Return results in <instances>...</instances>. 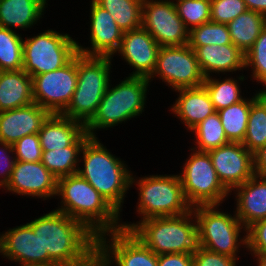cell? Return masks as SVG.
<instances>
[{
  "label": "cell",
  "mask_w": 266,
  "mask_h": 266,
  "mask_svg": "<svg viewBox=\"0 0 266 266\" xmlns=\"http://www.w3.org/2000/svg\"><path fill=\"white\" fill-rule=\"evenodd\" d=\"M32 77L23 69L0 71V112L33 103Z\"/></svg>",
  "instance_id": "d4e9b609"
},
{
  "label": "cell",
  "mask_w": 266,
  "mask_h": 266,
  "mask_svg": "<svg viewBox=\"0 0 266 266\" xmlns=\"http://www.w3.org/2000/svg\"><path fill=\"white\" fill-rule=\"evenodd\" d=\"M179 174L185 198L192 206L220 205L230 192L218 179L208 152L191 149Z\"/></svg>",
  "instance_id": "30bf717a"
},
{
  "label": "cell",
  "mask_w": 266,
  "mask_h": 266,
  "mask_svg": "<svg viewBox=\"0 0 266 266\" xmlns=\"http://www.w3.org/2000/svg\"><path fill=\"white\" fill-rule=\"evenodd\" d=\"M158 266H194L192 254L170 253L158 255Z\"/></svg>",
  "instance_id": "7bdbcfd3"
},
{
  "label": "cell",
  "mask_w": 266,
  "mask_h": 266,
  "mask_svg": "<svg viewBox=\"0 0 266 266\" xmlns=\"http://www.w3.org/2000/svg\"><path fill=\"white\" fill-rule=\"evenodd\" d=\"M23 40L15 31L0 27V71L23 69Z\"/></svg>",
  "instance_id": "d6a6232c"
},
{
  "label": "cell",
  "mask_w": 266,
  "mask_h": 266,
  "mask_svg": "<svg viewBox=\"0 0 266 266\" xmlns=\"http://www.w3.org/2000/svg\"><path fill=\"white\" fill-rule=\"evenodd\" d=\"M77 54L62 68L32 77L33 101L50 114H62L77 86Z\"/></svg>",
  "instance_id": "7c38bea8"
},
{
  "label": "cell",
  "mask_w": 266,
  "mask_h": 266,
  "mask_svg": "<svg viewBox=\"0 0 266 266\" xmlns=\"http://www.w3.org/2000/svg\"><path fill=\"white\" fill-rule=\"evenodd\" d=\"M254 254L258 262V266H266V253H251Z\"/></svg>",
  "instance_id": "7dc6e473"
},
{
  "label": "cell",
  "mask_w": 266,
  "mask_h": 266,
  "mask_svg": "<svg viewBox=\"0 0 266 266\" xmlns=\"http://www.w3.org/2000/svg\"><path fill=\"white\" fill-rule=\"evenodd\" d=\"M252 67V78L266 87V27L245 53V68Z\"/></svg>",
  "instance_id": "8d00e7d4"
},
{
  "label": "cell",
  "mask_w": 266,
  "mask_h": 266,
  "mask_svg": "<svg viewBox=\"0 0 266 266\" xmlns=\"http://www.w3.org/2000/svg\"><path fill=\"white\" fill-rule=\"evenodd\" d=\"M47 0H0V27L27 29L38 22ZM12 27V28H11Z\"/></svg>",
  "instance_id": "484cf974"
},
{
  "label": "cell",
  "mask_w": 266,
  "mask_h": 266,
  "mask_svg": "<svg viewBox=\"0 0 266 266\" xmlns=\"http://www.w3.org/2000/svg\"><path fill=\"white\" fill-rule=\"evenodd\" d=\"M58 211L81 222L96 237L122 229L120 214L78 173L57 179Z\"/></svg>",
  "instance_id": "7a4b0ae2"
},
{
  "label": "cell",
  "mask_w": 266,
  "mask_h": 266,
  "mask_svg": "<svg viewBox=\"0 0 266 266\" xmlns=\"http://www.w3.org/2000/svg\"><path fill=\"white\" fill-rule=\"evenodd\" d=\"M13 152L16 161L40 162L42 147L38 133L24 136L15 142Z\"/></svg>",
  "instance_id": "f35d334b"
},
{
  "label": "cell",
  "mask_w": 266,
  "mask_h": 266,
  "mask_svg": "<svg viewBox=\"0 0 266 266\" xmlns=\"http://www.w3.org/2000/svg\"><path fill=\"white\" fill-rule=\"evenodd\" d=\"M196 53L204 77L210 73L239 71L245 68V54L233 44L190 46Z\"/></svg>",
  "instance_id": "7402d4cb"
},
{
  "label": "cell",
  "mask_w": 266,
  "mask_h": 266,
  "mask_svg": "<svg viewBox=\"0 0 266 266\" xmlns=\"http://www.w3.org/2000/svg\"><path fill=\"white\" fill-rule=\"evenodd\" d=\"M255 175L266 177V146L253 153Z\"/></svg>",
  "instance_id": "f6af8a7d"
},
{
  "label": "cell",
  "mask_w": 266,
  "mask_h": 266,
  "mask_svg": "<svg viewBox=\"0 0 266 266\" xmlns=\"http://www.w3.org/2000/svg\"><path fill=\"white\" fill-rule=\"evenodd\" d=\"M248 10L261 13L266 16V0H243Z\"/></svg>",
  "instance_id": "bcb514c9"
},
{
  "label": "cell",
  "mask_w": 266,
  "mask_h": 266,
  "mask_svg": "<svg viewBox=\"0 0 266 266\" xmlns=\"http://www.w3.org/2000/svg\"><path fill=\"white\" fill-rule=\"evenodd\" d=\"M2 146V148H1ZM13 152V145L0 141V187L4 188L10 180L12 170L15 164V156H9ZM9 154V155H8Z\"/></svg>",
  "instance_id": "b9f144b4"
},
{
  "label": "cell",
  "mask_w": 266,
  "mask_h": 266,
  "mask_svg": "<svg viewBox=\"0 0 266 266\" xmlns=\"http://www.w3.org/2000/svg\"><path fill=\"white\" fill-rule=\"evenodd\" d=\"M5 190L38 198H51L57 194V179L40 162L15 161Z\"/></svg>",
  "instance_id": "2e32d148"
},
{
  "label": "cell",
  "mask_w": 266,
  "mask_h": 266,
  "mask_svg": "<svg viewBox=\"0 0 266 266\" xmlns=\"http://www.w3.org/2000/svg\"><path fill=\"white\" fill-rule=\"evenodd\" d=\"M154 75L174 90L199 87L205 80L196 53L188 44L161 46L154 71L148 80H153Z\"/></svg>",
  "instance_id": "8fae6325"
},
{
  "label": "cell",
  "mask_w": 266,
  "mask_h": 266,
  "mask_svg": "<svg viewBox=\"0 0 266 266\" xmlns=\"http://www.w3.org/2000/svg\"><path fill=\"white\" fill-rule=\"evenodd\" d=\"M133 183L138 185L139 202L137 212L141 220L155 217L180 216L192 210L185 198L179 175H150L139 178Z\"/></svg>",
  "instance_id": "52a82bcc"
},
{
  "label": "cell",
  "mask_w": 266,
  "mask_h": 266,
  "mask_svg": "<svg viewBox=\"0 0 266 266\" xmlns=\"http://www.w3.org/2000/svg\"><path fill=\"white\" fill-rule=\"evenodd\" d=\"M208 153L218 179L229 192L255 175L253 153L240 142H229Z\"/></svg>",
  "instance_id": "9a60e30c"
},
{
  "label": "cell",
  "mask_w": 266,
  "mask_h": 266,
  "mask_svg": "<svg viewBox=\"0 0 266 266\" xmlns=\"http://www.w3.org/2000/svg\"><path fill=\"white\" fill-rule=\"evenodd\" d=\"M256 98L257 93L251 99L244 98L238 103L217 111L229 142H243L251 104Z\"/></svg>",
  "instance_id": "f1b7e54d"
},
{
  "label": "cell",
  "mask_w": 266,
  "mask_h": 266,
  "mask_svg": "<svg viewBox=\"0 0 266 266\" xmlns=\"http://www.w3.org/2000/svg\"><path fill=\"white\" fill-rule=\"evenodd\" d=\"M239 82L235 78H226L223 81L213 79L212 76L206 77L203 86L209 93L215 111L231 106L242 101L244 98L239 89Z\"/></svg>",
  "instance_id": "836d02e7"
},
{
  "label": "cell",
  "mask_w": 266,
  "mask_h": 266,
  "mask_svg": "<svg viewBox=\"0 0 266 266\" xmlns=\"http://www.w3.org/2000/svg\"><path fill=\"white\" fill-rule=\"evenodd\" d=\"M257 97L266 105V89L258 91Z\"/></svg>",
  "instance_id": "c3c4849f"
},
{
  "label": "cell",
  "mask_w": 266,
  "mask_h": 266,
  "mask_svg": "<svg viewBox=\"0 0 266 266\" xmlns=\"http://www.w3.org/2000/svg\"><path fill=\"white\" fill-rule=\"evenodd\" d=\"M160 45L144 28L123 32L119 49L116 51L128 65L135 69L130 76L149 78L154 71Z\"/></svg>",
  "instance_id": "ac0fdd59"
},
{
  "label": "cell",
  "mask_w": 266,
  "mask_h": 266,
  "mask_svg": "<svg viewBox=\"0 0 266 266\" xmlns=\"http://www.w3.org/2000/svg\"><path fill=\"white\" fill-rule=\"evenodd\" d=\"M234 189L237 200L235 214L246 230L266 218V177L254 175Z\"/></svg>",
  "instance_id": "44dd1931"
},
{
  "label": "cell",
  "mask_w": 266,
  "mask_h": 266,
  "mask_svg": "<svg viewBox=\"0 0 266 266\" xmlns=\"http://www.w3.org/2000/svg\"><path fill=\"white\" fill-rule=\"evenodd\" d=\"M49 115L35 102L0 112V141L13 145L24 136L37 134Z\"/></svg>",
  "instance_id": "ffe728a7"
},
{
  "label": "cell",
  "mask_w": 266,
  "mask_h": 266,
  "mask_svg": "<svg viewBox=\"0 0 266 266\" xmlns=\"http://www.w3.org/2000/svg\"><path fill=\"white\" fill-rule=\"evenodd\" d=\"M141 27L160 46H182L189 41V30L178 16L174 1L143 0Z\"/></svg>",
  "instance_id": "4fadbf2b"
},
{
  "label": "cell",
  "mask_w": 266,
  "mask_h": 266,
  "mask_svg": "<svg viewBox=\"0 0 266 266\" xmlns=\"http://www.w3.org/2000/svg\"><path fill=\"white\" fill-rule=\"evenodd\" d=\"M94 1L109 12L123 32L141 27L143 0Z\"/></svg>",
  "instance_id": "f546056e"
},
{
  "label": "cell",
  "mask_w": 266,
  "mask_h": 266,
  "mask_svg": "<svg viewBox=\"0 0 266 266\" xmlns=\"http://www.w3.org/2000/svg\"><path fill=\"white\" fill-rule=\"evenodd\" d=\"M242 144L252 153L266 146V105L258 97L251 104Z\"/></svg>",
  "instance_id": "1f68e13d"
},
{
  "label": "cell",
  "mask_w": 266,
  "mask_h": 266,
  "mask_svg": "<svg viewBox=\"0 0 266 266\" xmlns=\"http://www.w3.org/2000/svg\"><path fill=\"white\" fill-rule=\"evenodd\" d=\"M106 235L109 236L108 241ZM97 246L102 252L105 266L112 265L114 261L116 266H158V255L125 229L100 235Z\"/></svg>",
  "instance_id": "5bb4252c"
},
{
  "label": "cell",
  "mask_w": 266,
  "mask_h": 266,
  "mask_svg": "<svg viewBox=\"0 0 266 266\" xmlns=\"http://www.w3.org/2000/svg\"><path fill=\"white\" fill-rule=\"evenodd\" d=\"M246 235V248L251 253H266V218L252 224Z\"/></svg>",
  "instance_id": "60d3db41"
},
{
  "label": "cell",
  "mask_w": 266,
  "mask_h": 266,
  "mask_svg": "<svg viewBox=\"0 0 266 266\" xmlns=\"http://www.w3.org/2000/svg\"><path fill=\"white\" fill-rule=\"evenodd\" d=\"M190 131L196 135L195 147L197 149L192 148L196 151L208 152L229 143L217 111Z\"/></svg>",
  "instance_id": "4dcf8cb0"
},
{
  "label": "cell",
  "mask_w": 266,
  "mask_h": 266,
  "mask_svg": "<svg viewBox=\"0 0 266 266\" xmlns=\"http://www.w3.org/2000/svg\"><path fill=\"white\" fill-rule=\"evenodd\" d=\"M90 48L77 43L78 53L84 56L112 57L119 49L123 31L107 10L91 1Z\"/></svg>",
  "instance_id": "e0dca14e"
},
{
  "label": "cell",
  "mask_w": 266,
  "mask_h": 266,
  "mask_svg": "<svg viewBox=\"0 0 266 266\" xmlns=\"http://www.w3.org/2000/svg\"><path fill=\"white\" fill-rule=\"evenodd\" d=\"M21 266H47V265H21Z\"/></svg>",
  "instance_id": "681fc988"
},
{
  "label": "cell",
  "mask_w": 266,
  "mask_h": 266,
  "mask_svg": "<svg viewBox=\"0 0 266 266\" xmlns=\"http://www.w3.org/2000/svg\"><path fill=\"white\" fill-rule=\"evenodd\" d=\"M80 154L84 167H79L78 174L120 214L133 176L126 163L111 154L97 137H89Z\"/></svg>",
  "instance_id": "3957f363"
},
{
  "label": "cell",
  "mask_w": 266,
  "mask_h": 266,
  "mask_svg": "<svg viewBox=\"0 0 266 266\" xmlns=\"http://www.w3.org/2000/svg\"><path fill=\"white\" fill-rule=\"evenodd\" d=\"M0 253L20 265L48 266V254H42L40 238L27 223L0 234Z\"/></svg>",
  "instance_id": "d6986e66"
},
{
  "label": "cell",
  "mask_w": 266,
  "mask_h": 266,
  "mask_svg": "<svg viewBox=\"0 0 266 266\" xmlns=\"http://www.w3.org/2000/svg\"><path fill=\"white\" fill-rule=\"evenodd\" d=\"M27 224L39 236L42 254H48V266L76 262L97 245V237L81 222L58 210Z\"/></svg>",
  "instance_id": "6da1fadb"
},
{
  "label": "cell",
  "mask_w": 266,
  "mask_h": 266,
  "mask_svg": "<svg viewBox=\"0 0 266 266\" xmlns=\"http://www.w3.org/2000/svg\"><path fill=\"white\" fill-rule=\"evenodd\" d=\"M194 266H237L235 258L198 246L193 252Z\"/></svg>",
  "instance_id": "ab89813d"
},
{
  "label": "cell",
  "mask_w": 266,
  "mask_h": 266,
  "mask_svg": "<svg viewBox=\"0 0 266 266\" xmlns=\"http://www.w3.org/2000/svg\"><path fill=\"white\" fill-rule=\"evenodd\" d=\"M77 42L70 35L45 30L23 40V70L31 77L66 65L76 54Z\"/></svg>",
  "instance_id": "9c48e42d"
},
{
  "label": "cell",
  "mask_w": 266,
  "mask_h": 266,
  "mask_svg": "<svg viewBox=\"0 0 266 266\" xmlns=\"http://www.w3.org/2000/svg\"><path fill=\"white\" fill-rule=\"evenodd\" d=\"M232 44L227 24L206 22L189 31V46Z\"/></svg>",
  "instance_id": "e575fe53"
},
{
  "label": "cell",
  "mask_w": 266,
  "mask_h": 266,
  "mask_svg": "<svg viewBox=\"0 0 266 266\" xmlns=\"http://www.w3.org/2000/svg\"><path fill=\"white\" fill-rule=\"evenodd\" d=\"M111 59L77 53V86L63 116L84 125L93 118L109 85Z\"/></svg>",
  "instance_id": "8992f818"
},
{
  "label": "cell",
  "mask_w": 266,
  "mask_h": 266,
  "mask_svg": "<svg viewBox=\"0 0 266 266\" xmlns=\"http://www.w3.org/2000/svg\"><path fill=\"white\" fill-rule=\"evenodd\" d=\"M85 125L62 114H50L38 132L42 151L73 145L84 133Z\"/></svg>",
  "instance_id": "cb8c5ba5"
},
{
  "label": "cell",
  "mask_w": 266,
  "mask_h": 266,
  "mask_svg": "<svg viewBox=\"0 0 266 266\" xmlns=\"http://www.w3.org/2000/svg\"><path fill=\"white\" fill-rule=\"evenodd\" d=\"M89 137L85 132L73 145L57 150L42 151L41 162L56 179L77 174L79 163L82 160L79 159V155Z\"/></svg>",
  "instance_id": "4316f807"
},
{
  "label": "cell",
  "mask_w": 266,
  "mask_h": 266,
  "mask_svg": "<svg viewBox=\"0 0 266 266\" xmlns=\"http://www.w3.org/2000/svg\"><path fill=\"white\" fill-rule=\"evenodd\" d=\"M210 2L211 21L215 23L228 24L248 10L243 0H210Z\"/></svg>",
  "instance_id": "74e56055"
},
{
  "label": "cell",
  "mask_w": 266,
  "mask_h": 266,
  "mask_svg": "<svg viewBox=\"0 0 266 266\" xmlns=\"http://www.w3.org/2000/svg\"><path fill=\"white\" fill-rule=\"evenodd\" d=\"M174 3L178 16L189 31L211 21L210 0H176Z\"/></svg>",
  "instance_id": "d590c367"
},
{
  "label": "cell",
  "mask_w": 266,
  "mask_h": 266,
  "mask_svg": "<svg viewBox=\"0 0 266 266\" xmlns=\"http://www.w3.org/2000/svg\"><path fill=\"white\" fill-rule=\"evenodd\" d=\"M227 27L232 44L245 54L266 27V16L247 10L230 21Z\"/></svg>",
  "instance_id": "83f0119b"
},
{
  "label": "cell",
  "mask_w": 266,
  "mask_h": 266,
  "mask_svg": "<svg viewBox=\"0 0 266 266\" xmlns=\"http://www.w3.org/2000/svg\"><path fill=\"white\" fill-rule=\"evenodd\" d=\"M54 266H105L104 259L100 248L96 245L86 256L82 259L65 264H55Z\"/></svg>",
  "instance_id": "ee69618b"
},
{
  "label": "cell",
  "mask_w": 266,
  "mask_h": 266,
  "mask_svg": "<svg viewBox=\"0 0 266 266\" xmlns=\"http://www.w3.org/2000/svg\"><path fill=\"white\" fill-rule=\"evenodd\" d=\"M175 91L179 92V97L172 106L171 111L181 119L180 121H183L187 130H191L216 112L209 93L203 85Z\"/></svg>",
  "instance_id": "603a6c76"
},
{
  "label": "cell",
  "mask_w": 266,
  "mask_h": 266,
  "mask_svg": "<svg viewBox=\"0 0 266 266\" xmlns=\"http://www.w3.org/2000/svg\"><path fill=\"white\" fill-rule=\"evenodd\" d=\"M136 223H121L122 229L130 231L157 255L193 254L198 247L197 222L193 210L180 216L155 217Z\"/></svg>",
  "instance_id": "277c9868"
},
{
  "label": "cell",
  "mask_w": 266,
  "mask_h": 266,
  "mask_svg": "<svg viewBox=\"0 0 266 266\" xmlns=\"http://www.w3.org/2000/svg\"><path fill=\"white\" fill-rule=\"evenodd\" d=\"M148 78L128 76L117 86L109 83L107 90L93 118L85 125L90 137H96L94 131L113 126L139 116L144 111Z\"/></svg>",
  "instance_id": "5b68a950"
},
{
  "label": "cell",
  "mask_w": 266,
  "mask_h": 266,
  "mask_svg": "<svg viewBox=\"0 0 266 266\" xmlns=\"http://www.w3.org/2000/svg\"><path fill=\"white\" fill-rule=\"evenodd\" d=\"M218 205L192 207L197 222L198 246L238 260L237 253L243 244L247 247V235L240 237L241 229L247 232L236 214L220 212ZM218 209V210H216Z\"/></svg>",
  "instance_id": "ba28073f"
}]
</instances>
